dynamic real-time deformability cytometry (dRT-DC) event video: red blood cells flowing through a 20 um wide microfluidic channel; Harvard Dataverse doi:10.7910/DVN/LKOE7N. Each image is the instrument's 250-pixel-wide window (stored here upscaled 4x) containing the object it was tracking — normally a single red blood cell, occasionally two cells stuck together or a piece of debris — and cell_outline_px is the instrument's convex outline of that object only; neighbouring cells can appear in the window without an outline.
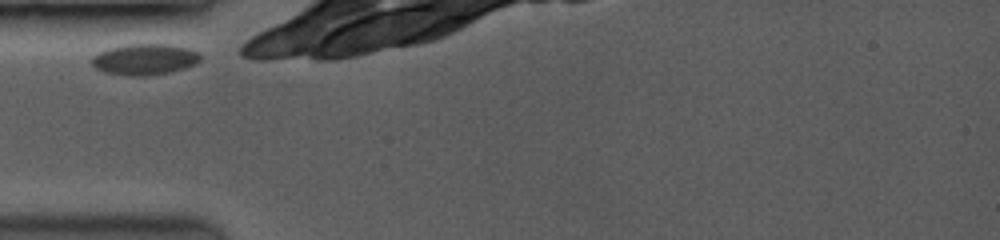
{"species": "common noctule bat (a hibernating species)", "species_latin": "Nyctalus noctula", "temperature_condition": "room temperature", "stored_images_in_passage": 13, "camera_frame_rate_fps": 3500, "um_per_image_px": 0.085, "animal": {"sex": "female", "body_mass_g": 19.0, "forearm_length_mm": 53.3}, "frame": {"image": 1, "passage_image": 1, "time_ms": 0.0, "image_size_px": [1000, 240], "cell_outline_px": [[200, 60], [196, 64], [184, 68], [168, 72], [148, 76], [128, 76], [104, 72], [96, 68], [88, 60], [96, 52], [108, 48], [128, 44], [168, 44], [188, 48], [200, 52]], "centroid_in_image_um": [12.25, 5.04], "position_along_channel_um": 72.7, "area_um2": 19.94}}